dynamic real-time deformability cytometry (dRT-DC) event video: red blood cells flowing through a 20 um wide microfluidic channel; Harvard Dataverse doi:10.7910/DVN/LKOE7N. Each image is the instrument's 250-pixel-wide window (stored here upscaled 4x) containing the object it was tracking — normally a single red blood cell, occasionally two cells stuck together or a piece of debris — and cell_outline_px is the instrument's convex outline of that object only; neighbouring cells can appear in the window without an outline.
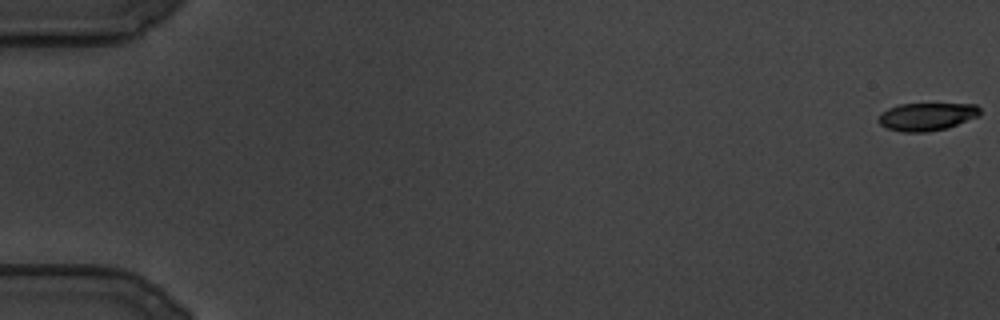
{"species": "common noctule bat (a hibernating species)", "species_latin": "Nyctalus noctula", "temperature_condition": "cold", "stored_images_in_passage": 120, "camera_frame_rate_fps": 3000, "um_per_image_px": 0.085, "animal": {"sex": "male", "body_mass_g": 19.5, "forearm_length_mm": 54.6}, "frame": {"image": 1, "passage_image": 1, "time_ms": 0.0, "image_size_px": [1000, 320], "cell_outline_px": [[980, 116], [944, 128], [928, 132], [904, 132], [888, 128], [880, 124], [876, 120], [880, 112], [896, 104], [976, 104], [980, 108]], "centroid_in_image_um": [78.73, 9.9], "position_along_channel_um": 6.3, "area_um2": 16.47}}
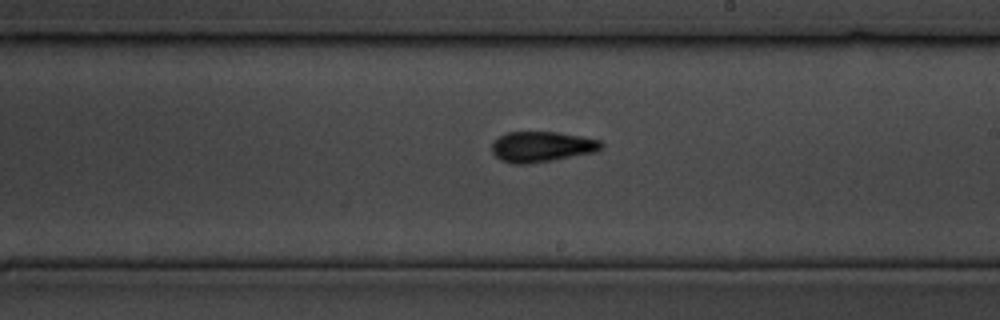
{"frame": {"image": 2, "passage_image": 71, "time_ms": 23.333, "image_size_px": [1000, 320], "cell_outline_px": [[604, 144], [596, 152], [552, 160], [528, 164], [512, 164], [500, 160], [492, 152], [492, 144], [500, 136], [508, 132], [556, 132], [580, 136], [600, 140]], "centroid_in_image_um": [46.04, 12.48], "position_along_channel_um": 243.0, "area_um2": 19.36}}
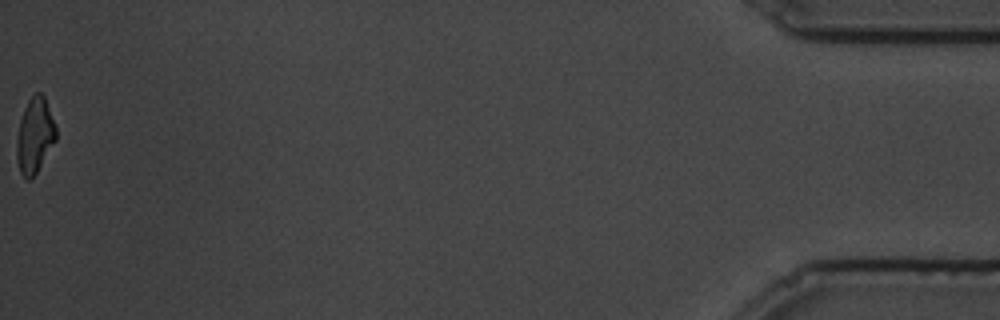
{"frame": {"image": 3, "passage_image": 120, "time_ms": 39.667, "image_size_px": [1000, 320], "cell_outline_px": [[56, 140], [36, 172], [28, 180], [24, 180], [20, 172], [16, 160], [16, 140], [20, 120], [24, 108], [28, 100], [36, 92], [40, 92], [44, 96], [56, 128]], "centroid_in_image_um": [2.93, 11.53], "position_along_channel_um": 432.3, "area_um2": 17.11}}